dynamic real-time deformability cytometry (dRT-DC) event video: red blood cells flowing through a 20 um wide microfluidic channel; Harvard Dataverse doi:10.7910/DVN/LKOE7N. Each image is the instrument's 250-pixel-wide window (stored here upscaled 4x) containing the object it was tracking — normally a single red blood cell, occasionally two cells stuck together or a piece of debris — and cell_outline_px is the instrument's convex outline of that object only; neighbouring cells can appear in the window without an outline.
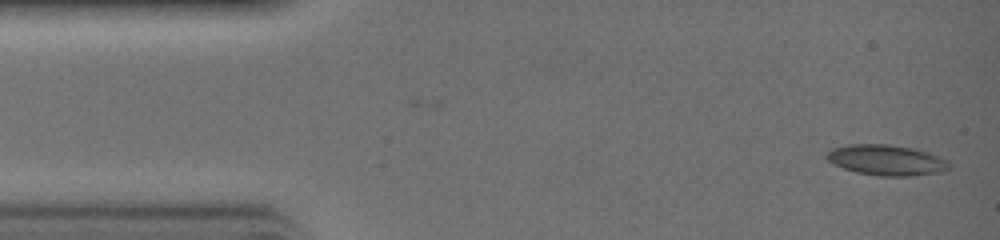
{"species": "common noctule bat (a hibernating species)", "species_latin": "Nyctalus noctula", "temperature_condition": "warm", "stored_images_in_passage": 31, "camera_frame_rate_fps": 3000, "um_per_image_px": 0.085, "animal": {"sex": "female", "body_mass_g": 19.0, "forearm_length_mm": 51.5}, "frame": {"image": 1, "passage_image": 1, "time_ms": 0.0, "image_size_px": [1000, 240], "cell_outline_px": [[952, 168], [940, 172], [908, 176], [880, 176], [856, 172], [844, 168], [828, 160], [824, 156], [832, 148], [848, 144], [888, 144], [912, 148], [928, 152], [948, 160], [952, 164]], "centroid_in_image_um": [75.38, 13.6], "position_along_channel_um": 9.6, "area_um2": 21.85}}
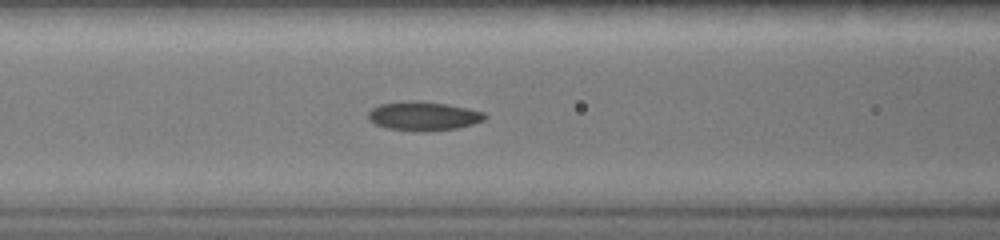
{"frame": {"image": 2, "passage_image": 12, "time_ms": 3.667, "image_size_px": [1000, 240], "cell_outline_px": [[488, 116], [484, 120], [472, 124], [456, 128], [424, 132], [420, 132], [384, 128], [368, 120], [368, 112], [372, 108], [380, 104], [404, 100], [420, 100], [468, 108], [484, 112]], "centroid_in_image_um": [35.96, 9.86], "position_along_channel_um": 130.6, "area_um2": 19.94}}
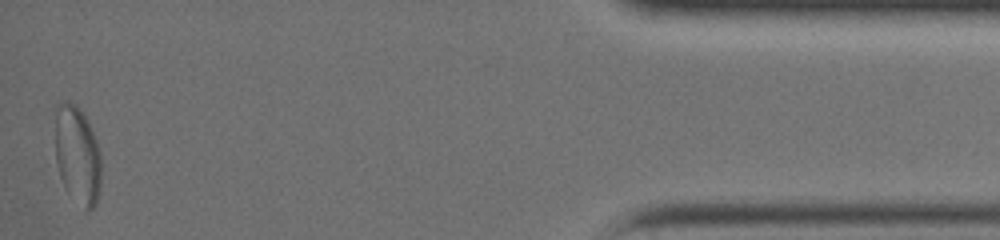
{"frame": {"image": 3, "passage_image": 31, "time_ms": 10.0, "image_size_px": [1000, 240], "cell_outline_px": [[100, 188], [96, 204], [88, 212], [84, 212], [64, 184], [60, 176], [56, 160], [56, 104], [64, 100], [68, 100], [76, 104], [88, 120], [96, 140], [100, 152]], "centroid_in_image_um": [6.59, 13.16], "position_along_channel_um": 428.6, "area_um2": 26.36}}